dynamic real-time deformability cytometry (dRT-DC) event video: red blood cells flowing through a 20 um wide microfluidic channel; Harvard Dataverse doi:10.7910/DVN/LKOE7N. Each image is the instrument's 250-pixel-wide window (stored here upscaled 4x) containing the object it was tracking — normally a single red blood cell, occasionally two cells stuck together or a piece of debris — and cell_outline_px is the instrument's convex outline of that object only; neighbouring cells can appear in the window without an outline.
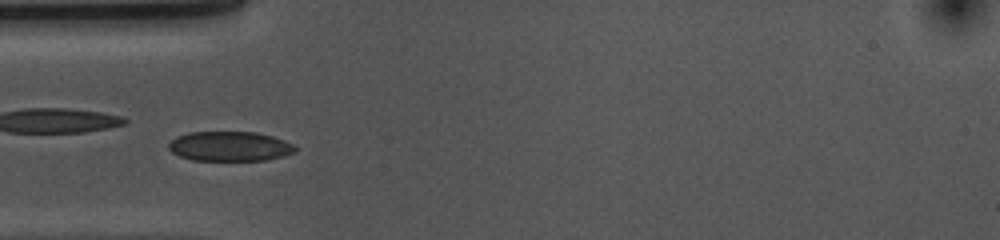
{"species": "common noctule bat (a hibernating species)", "species_latin": "Nyctalus noctula", "temperature_condition": "cold", "stored_images_in_passage": 44, "camera_frame_rate_fps": 3000, "um_per_image_px": 0.085, "animal": {"sex": "female", "body_mass_g": 10.0, "forearm_length_mm": 53.1}, "frame": {"image": 1, "passage_image": 13, "time_ms": 4.0, "image_size_px": [1000, 240], "cell_outline_px": [[296, 152], [284, 156], [264, 160], [192, 160], [180, 156], [172, 152], [168, 148], [168, 144], [176, 136], [188, 132], [256, 132], [272, 136], [284, 140], [292, 144], [296, 148]], "centroid_in_image_um": [19.52, 12.43], "position_along_channel_um": 65.5, "area_um2": 21.91}, "authors_computed_cell_mechanics": {"area_um2": 21.964, "velocity_mm_per_s": 3.6753, "shape_relaxation_time_tau1_ms": 2.5016, "shape_relaxation_time_tau2_ms": 3.0932, "deformation_change_tau1": 0.0773, "deformation_change_tau2": 0.0582}}